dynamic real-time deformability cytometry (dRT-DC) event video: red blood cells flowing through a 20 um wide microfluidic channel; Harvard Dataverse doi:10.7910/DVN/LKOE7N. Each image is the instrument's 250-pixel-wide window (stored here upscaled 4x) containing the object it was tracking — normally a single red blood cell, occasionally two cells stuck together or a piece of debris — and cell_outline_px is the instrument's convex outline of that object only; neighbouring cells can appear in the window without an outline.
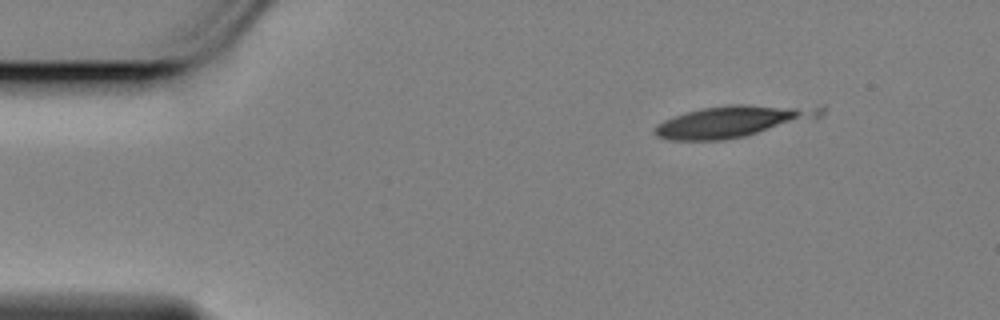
{"species": "Egyptian fruit bat (a non-hibernating species)", "species_latin": "Rousettus aegyptiacus", "temperature_condition": "cold", "stored_images_in_passage": 2, "camera_frame_rate_fps": 3000, "um_per_image_px": 0.085, "animal": {"sex": "female"}, "frame": {"image": 1, "passage_image": 1, "time_ms": 0.0, "image_size_px": [1000, 320], "cell_outline_px": [[824, 112], [820, 116], [744, 136], [724, 140], [668, 140], [656, 136], [652, 132], [652, 128], [656, 124], [664, 120], [684, 112], [700, 108], [728, 104], [824, 104]], "centroid_in_image_um": [62.32, 10.27], "position_along_channel_um": 22.7, "area_um2": 31.15}}